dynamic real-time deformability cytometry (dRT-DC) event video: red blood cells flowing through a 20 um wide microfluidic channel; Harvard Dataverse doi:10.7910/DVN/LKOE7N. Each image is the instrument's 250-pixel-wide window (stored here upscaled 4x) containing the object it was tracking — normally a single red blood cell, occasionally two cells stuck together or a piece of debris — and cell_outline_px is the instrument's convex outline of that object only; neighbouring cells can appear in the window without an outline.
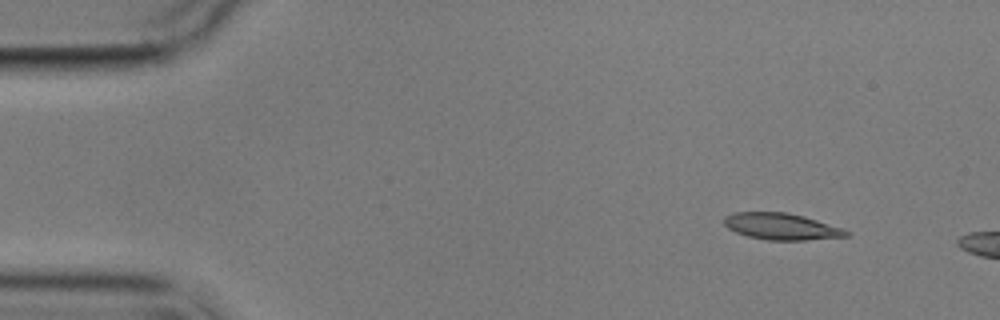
{"species": "common noctule bat (a hibernating species)", "species_latin": "Nyctalus noctula", "temperature_condition": "cold", "stored_images_in_passage": 4, "camera_frame_rate_fps": 3000, "um_per_image_px": 0.085, "animal": {"sex": "male", "body_mass_g": 17.9}, "frame": {"image": 1, "passage_image": 1, "time_ms": 0.0, "image_size_px": [1000, 320], "cell_outline_px": [[852, 236], [804, 240], [768, 240], [748, 236], [736, 232], [728, 228], [724, 224], [724, 216], [732, 212], [788, 212], [804, 216], [852, 232]], "centroid_in_image_um": [66.41, 19.25], "position_along_channel_um": 18.6, "area_um2": 18.9}}